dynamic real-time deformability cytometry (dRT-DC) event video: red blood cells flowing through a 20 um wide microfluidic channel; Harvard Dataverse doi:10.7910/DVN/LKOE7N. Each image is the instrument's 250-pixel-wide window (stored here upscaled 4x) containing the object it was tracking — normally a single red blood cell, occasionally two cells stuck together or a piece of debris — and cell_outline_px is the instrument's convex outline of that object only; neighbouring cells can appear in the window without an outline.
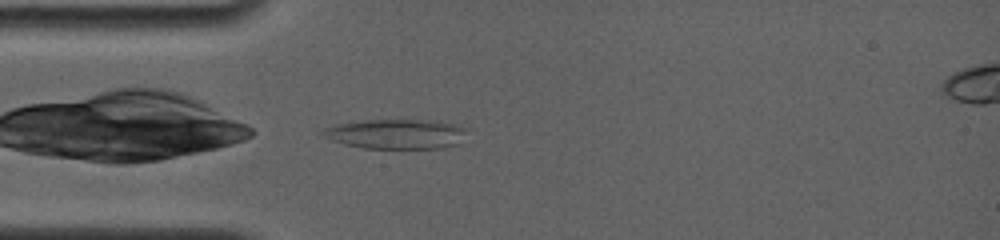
{"species": "common noctule bat (a hibernating species)", "species_latin": "Nyctalus noctula", "temperature_condition": "room temperature", "stored_images_in_passage": 3, "camera_frame_rate_fps": 4000, "um_per_image_px": 0.085, "animal": {"sex": "female", "body_mass_g": 19.0, "forearm_length_mm": 56.7}, "frame": {"image": 1, "passage_image": 1, "time_ms": 0.0, "image_size_px": [1000, 240], "cell_outline_px": [[468, 128], [464, 144], [444, 148], [364, 148], [332, 140], [324, 136], [320, 132], [324, 128], [336, 124], [364, 120], [416, 120], [452, 124]], "centroid_in_image_um": [33.75, 11.4], "position_along_channel_um": 51.3, "area_um2": 24.97}}